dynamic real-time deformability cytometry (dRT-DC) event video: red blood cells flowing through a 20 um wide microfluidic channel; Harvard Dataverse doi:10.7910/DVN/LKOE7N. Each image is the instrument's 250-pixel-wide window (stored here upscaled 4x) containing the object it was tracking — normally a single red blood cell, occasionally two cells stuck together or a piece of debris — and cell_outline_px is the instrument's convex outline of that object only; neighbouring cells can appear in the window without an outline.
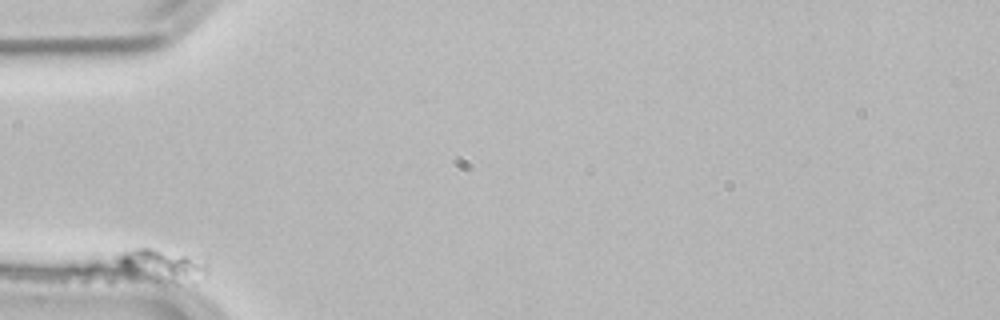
{"species": "common noctule bat (a hibernating species)", "species_latin": "Nyctalus noctula", "temperature_condition": "room temperature", "stored_images_in_passage": 22, "camera_frame_rate_fps": 3000, "um_per_image_px": 0.085, "animal": {"sex": "male", "body_mass_g": 21.5, "forearm_length_mm": 52.0}, "frame": {"image": 1, "passage_image": 1, "time_ms": 0.0, "image_size_px": [1000, 320], "cell_outline_px": [[208, 272], [204, 276], [128, 272], [116, 260], [116, 256], [124, 252], [136, 248], [148, 248], [188, 256], [204, 260], [208, 264]], "centroid_in_image_um": [13.71, 22.34], "position_along_channel_um": 71.3, "area_um2": 13.35}}